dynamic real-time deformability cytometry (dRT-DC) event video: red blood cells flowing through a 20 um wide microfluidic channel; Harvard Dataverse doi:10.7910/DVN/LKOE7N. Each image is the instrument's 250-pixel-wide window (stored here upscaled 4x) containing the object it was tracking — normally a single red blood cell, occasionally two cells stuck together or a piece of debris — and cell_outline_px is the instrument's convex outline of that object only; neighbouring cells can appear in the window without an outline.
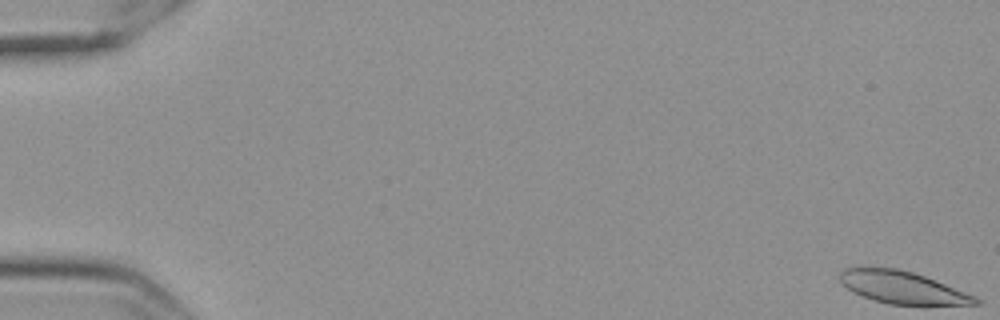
{"species": "Egyptian fruit bat (a non-hibernating species)", "species_latin": "Rousettus aegyptiacus", "temperature_condition": "cold", "stored_images_in_passage": 59, "camera_frame_rate_fps": 3000, "um_per_image_px": 0.085, "frame": {"image": 1, "passage_image": 1, "time_ms": 0.0, "image_size_px": [1000, 320], "cell_outline_px": [[980, 304], [888, 304], [872, 300], [852, 292], [840, 280], [840, 272], [844, 268], [896, 268], [912, 272], [924, 276], [964, 292], [980, 300]], "centroid_in_image_um": [76.64, 24.43], "position_along_channel_um": 8.4, "area_um2": 24.8}}
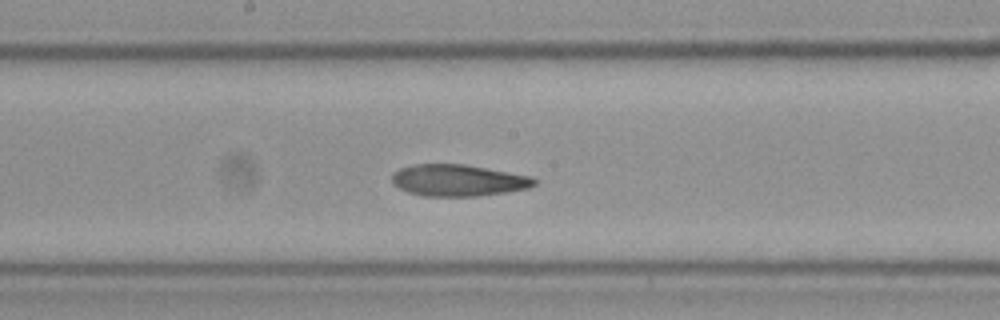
{"frame": {"image": 2, "passage_image": 32, "time_ms": 10.333, "image_size_px": [1000, 320], "cell_outline_px": [[536, 184], [528, 188], [504, 192], [476, 196], [424, 196], [408, 192], [392, 184], [392, 172], [400, 168], [412, 164], [464, 164], [532, 176], [536, 180]], "centroid_in_image_um": [38.91, 15.32], "position_along_channel_um": 209.3, "area_um2": 26.24}}
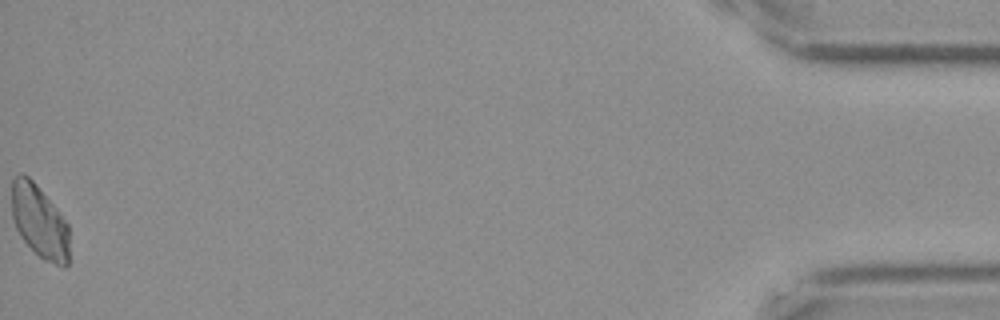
{"frame": {"image": 3, "passage_image": 59, "time_ms": 19.333, "image_size_px": [1000, 320], "cell_outline_px": [[68, 264], [64, 268], [44, 260], [20, 236], [12, 220], [12, 180], [20, 172], [24, 172], [36, 184], [68, 224]], "centroid_in_image_um": [3.33, 18.82], "position_along_channel_um": 431.9, "area_um2": 24.28}, "authors_computed_cell_mechanics": {"area_um2": 26.4724, "velocity_mm_per_s": 3.5135, "shape_relaxation_time_tau1_ms": null, "shape_relaxation_time_tau2_ms": 5.5846, "deformation_change_tau1": null, "deformation_change_tau2": 0.1247}}